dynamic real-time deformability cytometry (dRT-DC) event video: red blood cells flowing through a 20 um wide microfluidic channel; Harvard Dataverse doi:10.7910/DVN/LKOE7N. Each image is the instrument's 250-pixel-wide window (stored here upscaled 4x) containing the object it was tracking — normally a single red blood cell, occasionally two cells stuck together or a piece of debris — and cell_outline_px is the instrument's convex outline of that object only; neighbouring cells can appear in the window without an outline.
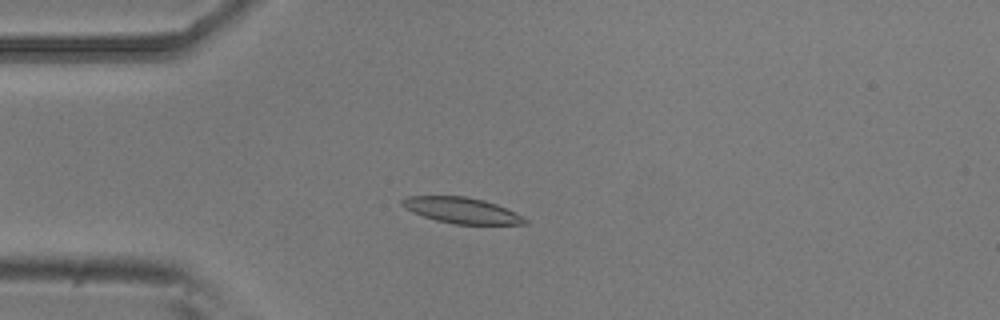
{"species": "common noctule bat (a hibernating species)", "species_latin": "Nyctalus noctula", "temperature_condition": "room temperature", "stored_images_in_passage": 3, "camera_frame_rate_fps": 3000, "um_per_image_px": 0.085, "animal": {"sex": "male", "body_mass_g": 20.5, "forearm_length_mm": 52.5}, "frame": {"image": 1, "passage_image": 3, "time_ms": 0.667, "image_size_px": [1000, 320], "cell_outline_px": [[528, 224], [452, 224], [436, 220], [412, 212], [400, 204], [400, 200], [408, 196], [464, 196], [484, 200], [496, 204], [524, 216], [528, 220]], "centroid_in_image_um": [39.25, 17.88], "position_along_channel_um": 45.8, "area_um2": 18.5}}